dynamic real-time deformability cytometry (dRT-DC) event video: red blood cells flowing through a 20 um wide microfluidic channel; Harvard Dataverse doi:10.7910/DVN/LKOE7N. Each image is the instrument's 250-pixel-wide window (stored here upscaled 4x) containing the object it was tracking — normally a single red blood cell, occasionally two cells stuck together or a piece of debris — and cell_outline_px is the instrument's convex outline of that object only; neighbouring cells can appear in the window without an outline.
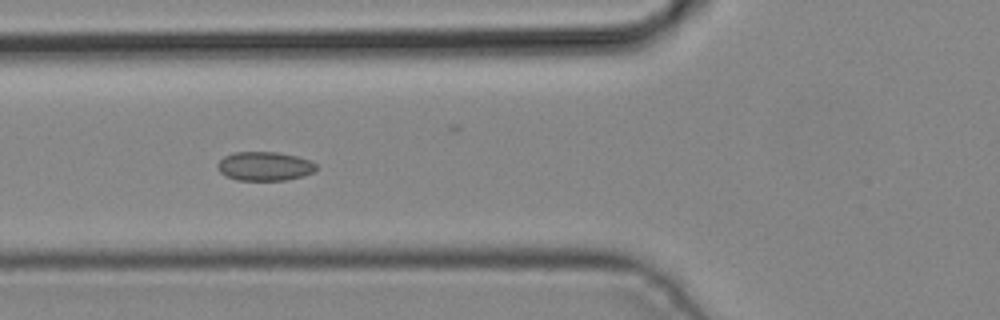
{"species": "common noctule bat (a hibernating species)", "species_latin": "Nyctalus noctula", "temperature_condition": "cold", "stored_images_in_passage": 5, "camera_frame_rate_fps": 3000, "um_per_image_px": 0.085, "animal": {"sex": "male", "body_mass_g": 19.2, "forearm_length_mm": 51.8}, "frame": {"image": 1, "passage_image": 4, "time_ms": 1.0, "image_size_px": [1000, 320], "cell_outline_px": [[316, 168], [312, 172], [304, 176], [284, 180], [236, 180], [224, 176], [216, 168], [216, 164], [224, 156], [232, 152], [280, 152], [312, 160], [316, 164]], "centroid_in_image_um": [22.46, 14.12], "position_along_channel_um": 103.3, "area_um2": 16.88}}
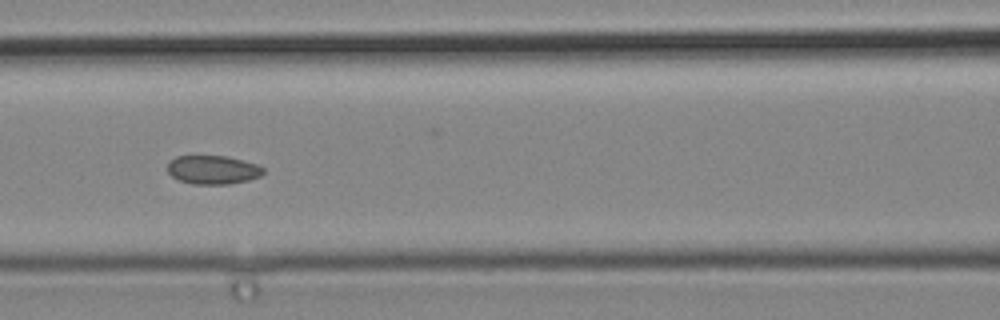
{"frame": {"image": 2, "passage_image": 5, "time_ms": 1.333, "image_size_px": [1000, 320], "cell_outline_px": [[264, 172], [260, 176], [248, 180], [228, 184], [192, 184], [180, 180], [172, 176], [168, 172], [168, 160], [176, 156], [228, 156], [256, 164], [264, 168]], "centroid_in_image_um": [18.08, 14.43], "position_along_channel_um": 148.5, "area_um2": 16.01}}